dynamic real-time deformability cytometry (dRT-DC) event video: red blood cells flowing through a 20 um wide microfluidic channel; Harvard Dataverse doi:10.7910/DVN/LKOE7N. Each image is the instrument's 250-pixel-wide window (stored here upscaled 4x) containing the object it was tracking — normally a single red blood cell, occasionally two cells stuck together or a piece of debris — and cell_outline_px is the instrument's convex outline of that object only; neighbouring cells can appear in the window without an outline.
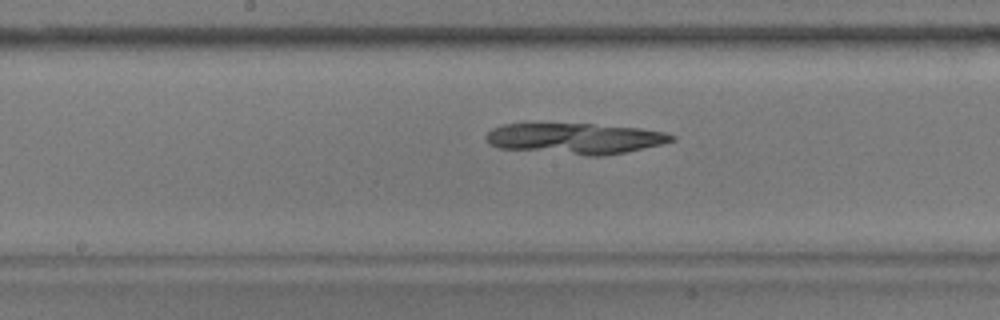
{"species": "common noctule bat (a hibernating species)", "species_latin": "Nyctalus noctula", "temperature_condition": "warm", "stored_images_in_passage": 41, "camera_frame_rate_fps": 3000, "um_per_image_px": 0.085, "animal": {"sex": "male", "body_mass_g": 17.9}, "frame": {"image": 1, "passage_image": 14, "time_ms": 4.333, "image_size_px": [1000, 320], "cell_outline_px": [[676, 140], [660, 144], [624, 152], [604, 156], [584, 156], [500, 148], [484, 140], [484, 136], [492, 128], [504, 124], [524, 120], [592, 124], [640, 128], [664, 132], [676, 136]], "centroid_in_image_um": [48.76, 11.73], "position_along_channel_um": 199.4, "area_um2": 34.62}}
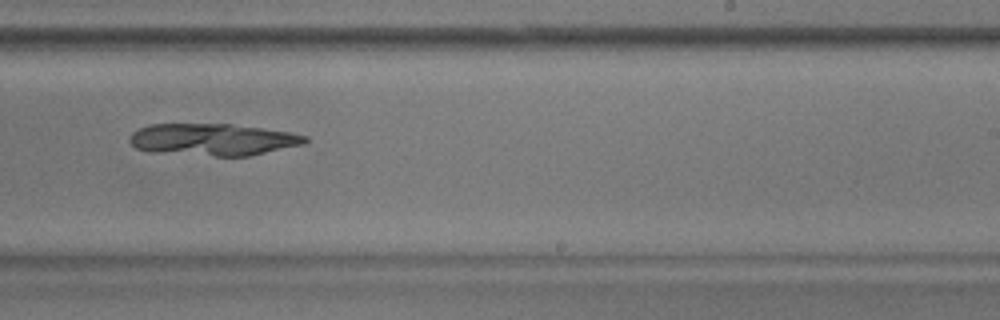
{"frame": {"image": 2, "passage_image": 20, "time_ms": 6.333, "image_size_px": [1000, 320], "cell_outline_px": [[308, 140], [304, 144], [248, 156], [216, 156], [148, 152], [136, 148], [128, 140], [128, 136], [132, 132], [148, 124], [232, 124], [288, 132], [308, 136]], "centroid_in_image_um": [18.04, 11.86], "position_along_channel_um": 271.0, "area_um2": 32.77}}
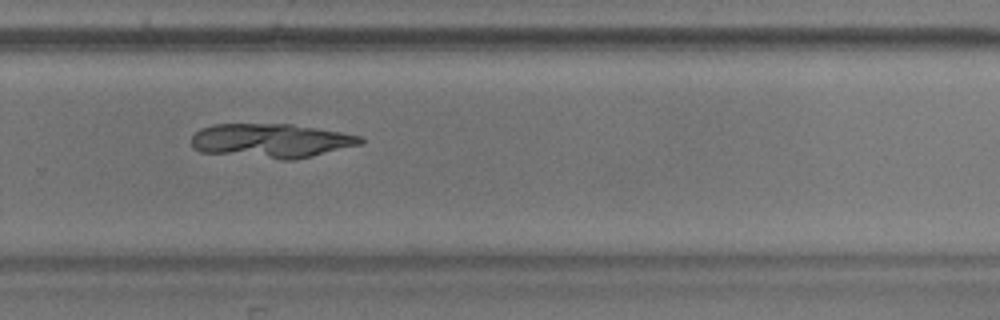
{"frame": {"image": 3, "passage_image": 23, "time_ms": 7.333, "image_size_px": [1000, 320], "cell_outline_px": [[364, 144], [292, 160], [284, 160], [200, 152], [192, 144], [192, 136], [200, 128], [212, 124], [292, 124], [340, 132], [360, 136], [364, 140]], "centroid_in_image_um": [23.04, 11.96], "position_along_channel_um": 306.8, "area_um2": 33.58}}